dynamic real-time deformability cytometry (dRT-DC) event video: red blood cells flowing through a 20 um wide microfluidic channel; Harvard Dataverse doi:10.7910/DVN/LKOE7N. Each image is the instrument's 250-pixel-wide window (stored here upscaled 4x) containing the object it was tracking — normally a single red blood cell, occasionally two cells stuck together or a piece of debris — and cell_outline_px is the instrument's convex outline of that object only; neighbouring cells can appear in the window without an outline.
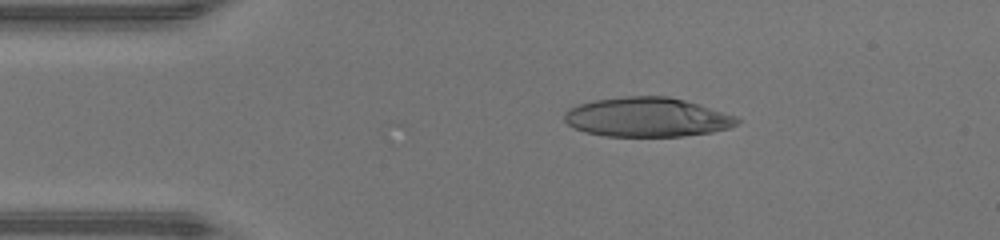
{"species": "human", "species_latin": "Homo sapiens", "temperature_condition": "warm", "stored_images_in_passage": 45, "camera_frame_rate_fps": 3000, "um_per_image_px": 0.085, "donor": {"sex": "male"}, "frame": {"image": 1, "passage_image": 8, "time_ms": 2.333, "image_size_px": [1000, 240], "cell_outline_px": [[740, 124], [728, 128], [712, 132], [684, 136], [604, 136], [584, 132], [568, 124], [564, 120], [564, 112], [568, 108], [592, 100], [624, 96], [668, 96], [700, 104], [736, 116], [740, 120]], "centroid_in_image_um": [55.01, 9.96], "position_along_channel_um": 30.0, "area_um2": 39.82}}
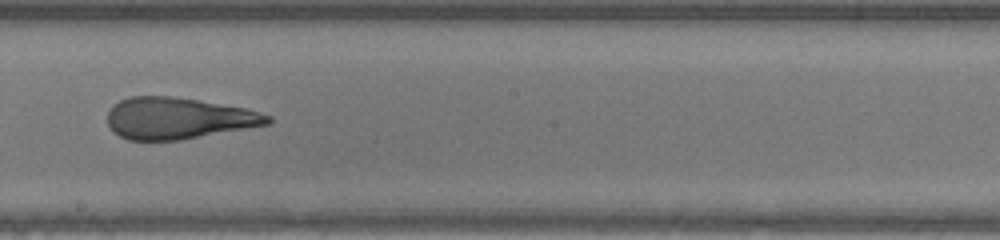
{"frame": {"image": 2, "passage_image": 25, "time_ms": 8.0, "image_size_px": [1000, 240], "cell_outline_px": [[272, 124], [180, 140], [128, 140], [112, 132], [108, 124], [108, 112], [112, 104], [120, 100], [132, 96], [172, 96], [248, 108], [272, 116]], "centroid_in_image_um": [15.17, 10.05], "position_along_channel_um": 233.0, "area_um2": 39.07}}
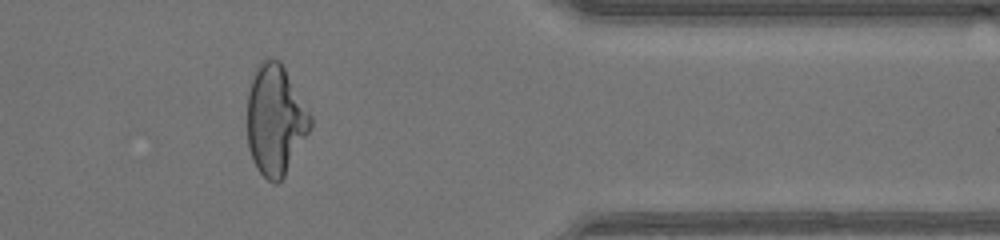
{"frame": {"image": 3, "passage_image": 37, "time_ms": 12.0, "image_size_px": [1000, 240], "cell_outline_px": [[312, 128], [284, 176], [276, 184], [268, 180], [256, 168], [252, 160], [248, 148], [248, 92], [256, 64], [268, 56], [280, 60], [312, 116]], "centroid_in_image_um": [23.41, 10.17], "position_along_channel_um": 388.0, "area_um2": 40.86}, "authors_computed_cell_mechanics": {"area_um2": 40.4022, "velocity_mm_per_s": 4.4354, "shape_relaxation_time_tau1_ms": 11.277, "shape_relaxation_time_tau2_ms": 1.2977, "deformation_change_tau1": 0.4241, "deformation_change_tau2": 0.1094}}